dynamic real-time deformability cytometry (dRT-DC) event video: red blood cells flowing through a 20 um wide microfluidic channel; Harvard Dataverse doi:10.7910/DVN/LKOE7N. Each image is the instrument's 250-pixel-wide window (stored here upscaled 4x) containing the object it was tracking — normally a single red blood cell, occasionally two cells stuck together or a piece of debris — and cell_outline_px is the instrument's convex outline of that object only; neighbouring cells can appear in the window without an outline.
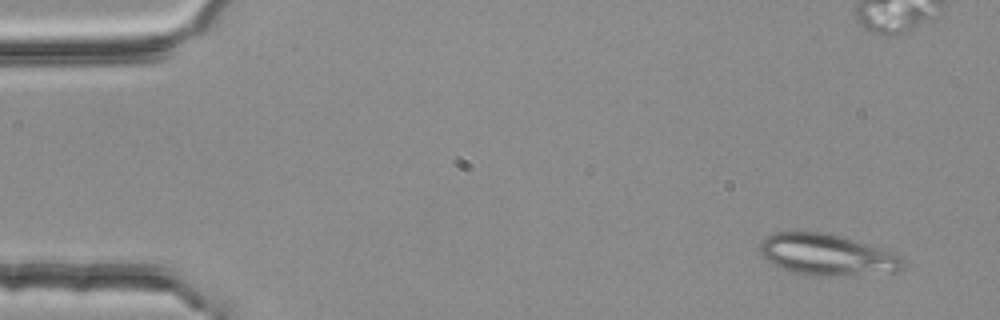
{"species": "common noctule bat (a hibernating species)", "species_latin": "Nyctalus noctula", "temperature_condition": "room temperature", "stored_images_in_passage": 8, "camera_frame_rate_fps": 3000, "um_per_image_px": 0.085, "animal": {"sex": "female", "body_mass_g": 25.1}, "frame": {"image": 1, "passage_image": 1, "time_ms": 0.0, "image_size_px": [1000, 320], "cell_outline_px": [[904, 268], [896, 272], [820, 276], [792, 272], [780, 268], [772, 264], [760, 252], [760, 244], [764, 236], [776, 232], [820, 232], [840, 236], [880, 248], [892, 252], [900, 256], [904, 260]], "centroid_in_image_um": [70.28, 21.65], "position_along_channel_um": 14.7, "area_um2": 34.1}}
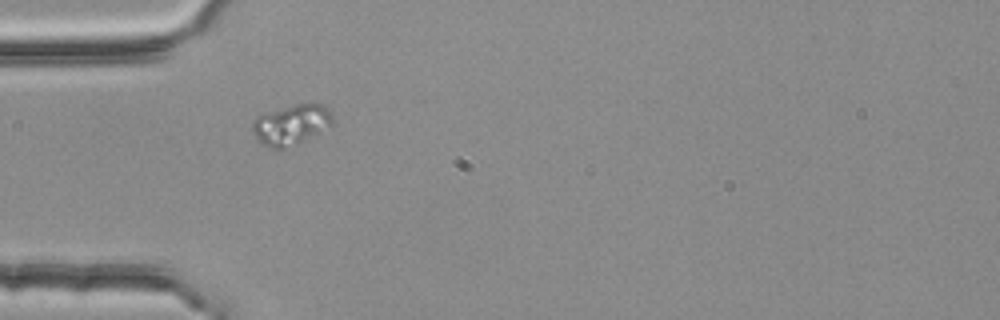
{"frame": {"image": 2, "passage_image": 5, "time_ms": 1.333, "image_size_px": [1000, 320], "cell_outline_px": [[332, 128], [296, 144], [280, 148], [272, 148], [260, 144], [252, 132], [252, 120], [260, 112], [308, 100], [312, 100], [320, 104], [332, 116]], "centroid_in_image_um": [24.73, 10.55], "position_along_channel_um": 60.3, "area_um2": 19.65}}